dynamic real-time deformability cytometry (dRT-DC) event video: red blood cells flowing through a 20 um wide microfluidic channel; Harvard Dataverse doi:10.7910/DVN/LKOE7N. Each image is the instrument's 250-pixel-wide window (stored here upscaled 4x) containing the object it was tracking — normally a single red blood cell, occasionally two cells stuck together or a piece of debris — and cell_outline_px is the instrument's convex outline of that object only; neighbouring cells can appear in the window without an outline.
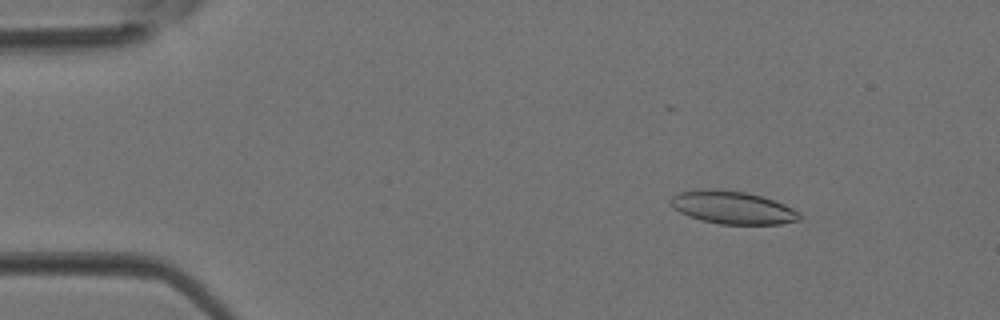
{"species": "Egyptian fruit bat (a non-hibernating species)", "species_latin": "Rousettus aegyptiacus", "temperature_condition": "room temperature", "stored_images_in_passage": 3, "camera_frame_rate_fps": 3000, "um_per_image_px": 0.085, "animal": {"sex": "female"}, "frame": {"image": 1, "passage_image": 2, "time_ms": 0.333, "image_size_px": [1000, 320], "cell_outline_px": [[800, 220], [780, 224], [720, 224], [700, 220], [688, 216], [672, 208], [668, 200], [672, 196], [680, 192], [704, 188], [716, 188], [744, 192], [760, 196], [784, 204], [800, 212]], "centroid_in_image_um": [62.22, 17.63], "position_along_channel_um": 22.8, "area_um2": 24.8}}